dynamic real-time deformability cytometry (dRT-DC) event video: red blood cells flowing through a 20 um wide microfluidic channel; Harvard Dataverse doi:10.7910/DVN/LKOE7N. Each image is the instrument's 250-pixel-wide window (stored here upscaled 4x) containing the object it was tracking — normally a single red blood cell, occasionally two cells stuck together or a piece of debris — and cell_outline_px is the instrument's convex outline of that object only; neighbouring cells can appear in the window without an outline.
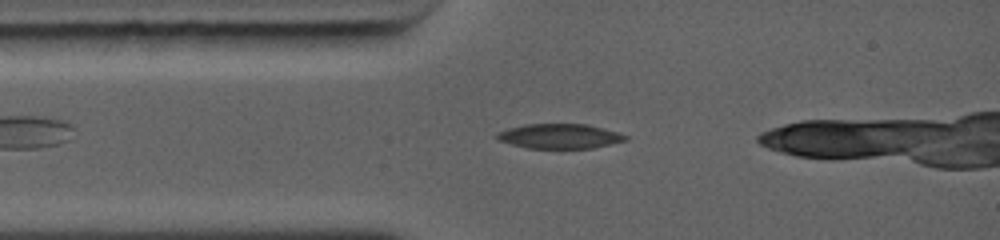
{"species": "common noctule bat (a hibernating species)", "species_latin": "Nyctalus noctula", "temperature_condition": "warm", "stored_images_in_passage": 6, "camera_frame_rate_fps": 5000, "um_per_image_px": 0.085, "animal": {"sex": "female", "body_mass_g": 19.0, "forearm_length_mm": 56.7}, "frame": {"image": 1, "passage_image": 1, "time_ms": 0.0, "image_size_px": [1000, 240], "cell_outline_px": [[628, 140], [592, 148], [528, 148], [496, 140], [492, 136], [496, 132], [508, 128], [524, 124], [588, 124], [616, 132], [628, 136]], "centroid_in_image_um": [47.5, 11.57], "position_along_channel_um": 37.5, "area_um2": 18.61}}
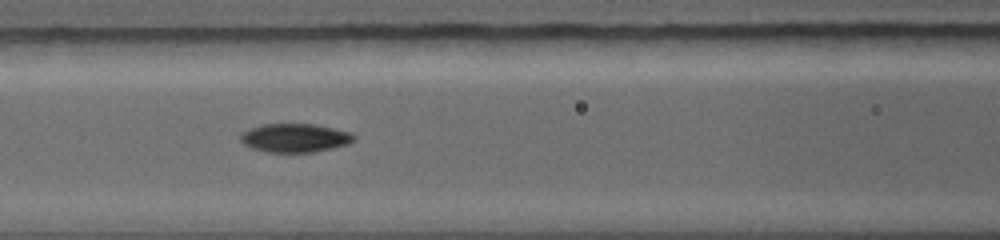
{"frame": {"image": 2, "passage_image": 4, "time_ms": 2.4, "image_size_px": [1000, 240], "cell_outline_px": [[356, 140], [348, 144], [316, 152], [264, 152], [252, 148], [244, 144], [240, 140], [240, 132], [248, 128], [260, 124], [316, 124], [352, 132], [356, 136]], "centroid_in_image_um": [25.07, 11.71], "position_along_channel_um": 141.5, "area_um2": 19.31}}
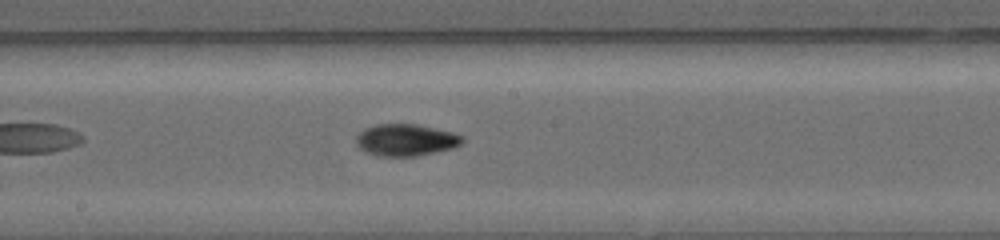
{"frame": {"image": 3, "passage_image": 6, "time_ms": 4.0, "image_size_px": [1000, 240], "cell_outline_px": [[464, 140], [460, 144], [452, 148], [416, 156], [380, 156], [364, 152], [356, 144], [356, 136], [364, 128], [376, 124], [416, 124], [452, 132], [464, 136]], "centroid_in_image_um": [34.47, 11.89], "position_along_channel_um": 213.7, "area_um2": 19.71}}